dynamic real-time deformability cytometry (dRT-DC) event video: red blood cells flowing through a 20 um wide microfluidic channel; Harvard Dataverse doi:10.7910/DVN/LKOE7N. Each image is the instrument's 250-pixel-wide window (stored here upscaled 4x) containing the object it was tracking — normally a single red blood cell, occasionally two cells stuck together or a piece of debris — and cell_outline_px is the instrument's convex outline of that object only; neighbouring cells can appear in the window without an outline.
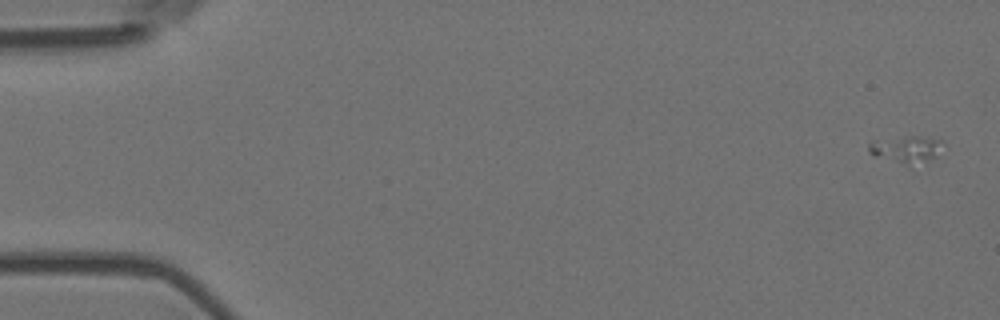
{"species": "Egyptian fruit bat (a non-hibernating species)", "species_latin": "Rousettus aegyptiacus", "temperature_condition": "room temperature", "stored_images_in_passage": 5, "camera_frame_rate_fps": 3000, "um_per_image_px": 0.085, "animal": {"sex": "female"}, "frame": {"image": 1, "passage_image": 1, "time_ms": 0.0, "image_size_px": [1000, 320], "cell_outline_px": [[940, 140], [936, 156], [928, 160], [908, 164], [876, 156], [868, 152], [868, 144], [872, 140], [908, 136], [920, 136]], "centroid_in_image_um": [76.93, 12.65], "position_along_channel_um": 8.1, "area_um2": 10.98}}